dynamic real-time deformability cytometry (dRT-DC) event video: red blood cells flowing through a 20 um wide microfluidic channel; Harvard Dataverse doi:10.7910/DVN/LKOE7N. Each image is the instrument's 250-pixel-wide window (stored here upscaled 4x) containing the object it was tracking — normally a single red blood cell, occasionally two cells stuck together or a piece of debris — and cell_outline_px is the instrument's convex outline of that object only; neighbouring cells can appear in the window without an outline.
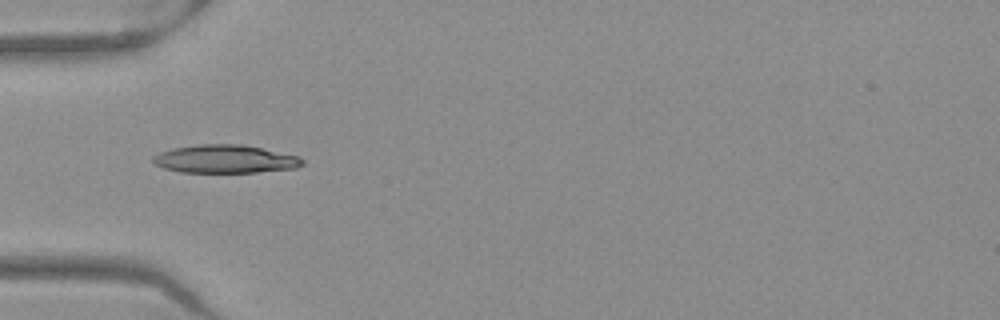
{"species": "Egyptian fruit bat (a non-hibernating species)", "species_latin": "Rousettus aegyptiacus", "temperature_condition": "warm", "stored_images_in_passage": 37, "camera_frame_rate_fps": 3000, "um_per_image_px": 0.085, "frame": {"image": 1, "passage_image": 3, "time_ms": 0.667, "image_size_px": [1000, 320], "cell_outline_px": [[304, 164], [296, 168], [256, 172], [180, 172], [164, 168], [156, 164], [152, 160], [152, 156], [160, 152], [172, 148], [196, 144], [240, 144], [300, 156], [304, 160]], "centroid_in_image_um": [19.13, 13.51], "position_along_channel_um": 65.9, "area_um2": 24.51}}
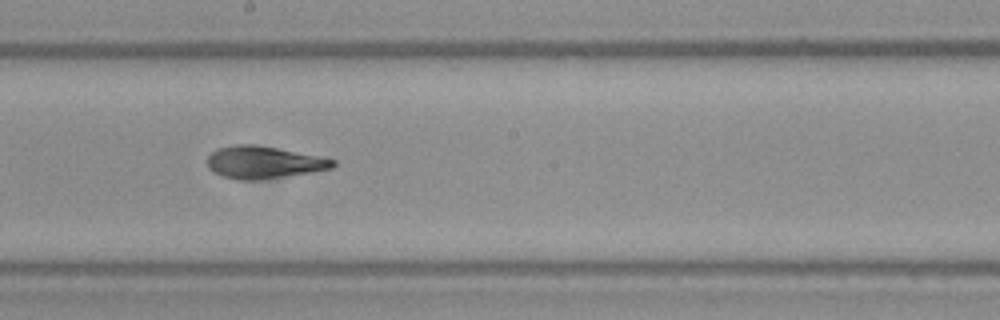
{"frame": {"image": 2, "passage_image": 15, "time_ms": 4.667, "image_size_px": [1000, 320], "cell_outline_px": [[336, 164], [332, 168], [312, 172], [260, 180], [236, 180], [220, 176], [208, 168], [208, 156], [216, 148], [236, 144], [252, 144], [276, 148], [320, 156], [336, 160]], "centroid_in_image_um": [22.39, 13.81], "position_along_channel_um": 225.8, "area_um2": 23.76}}
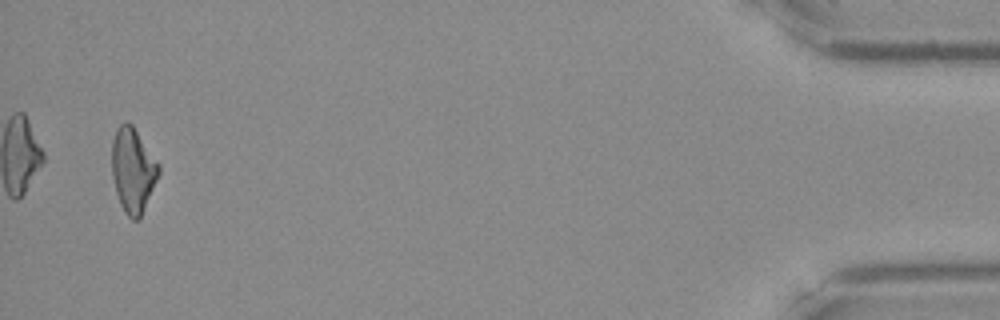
{"frame": {"image": 3, "passage_image": 36, "time_ms": 11.667, "image_size_px": [1000, 320], "cell_outline_px": [[160, 172], [140, 216], [136, 220], [132, 220], [124, 212], [120, 204], [116, 192], [112, 176], [112, 140], [116, 128], [124, 120], [128, 120], [132, 124], [160, 164]], "centroid_in_image_um": [11.28, 14.41], "position_along_channel_um": 423.9, "area_um2": 23.06}, "authors_computed_cell_mechanics": {"area_um2": 23.2934, "velocity_mm_per_s": 4.0011, "shape_relaxation_time_tau1_ms": 5.79, "shape_relaxation_time_tau2_ms": 1.7363, "deformation_change_tau1": 0.192, "deformation_change_tau2": 0.0989}}